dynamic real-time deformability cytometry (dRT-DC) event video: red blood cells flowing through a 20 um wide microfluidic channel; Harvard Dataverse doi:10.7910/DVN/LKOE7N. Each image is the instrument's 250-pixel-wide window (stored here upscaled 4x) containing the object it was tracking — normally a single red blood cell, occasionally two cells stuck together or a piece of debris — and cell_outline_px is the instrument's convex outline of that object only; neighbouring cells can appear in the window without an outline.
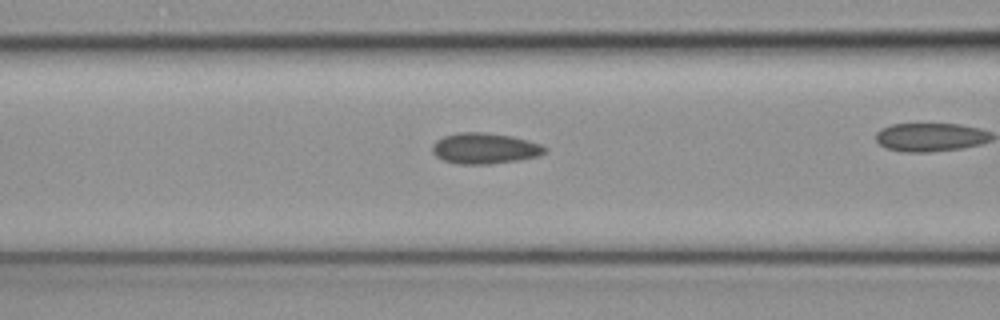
{"species": "common noctule bat (a hibernating species)", "species_latin": "Nyctalus noctula", "temperature_condition": "cold", "stored_images_in_passage": 32, "camera_frame_rate_fps": 3000, "um_per_image_px": 0.085, "animal": {"sex": "female", "body_mass_g": 19.3, "forearm_length_mm": 54.1}, "frame": {"image": 1, "passage_image": 14, "time_ms": 4.333, "image_size_px": [1000, 320], "cell_outline_px": [[548, 148], [544, 152], [536, 156], [516, 160], [488, 164], [460, 164], [444, 160], [436, 156], [432, 152], [432, 144], [436, 140], [444, 136], [460, 132], [484, 132], [512, 136], [540, 144]], "centroid_in_image_um": [41.16, 12.6], "position_along_channel_um": 125.4, "area_um2": 20.0}}
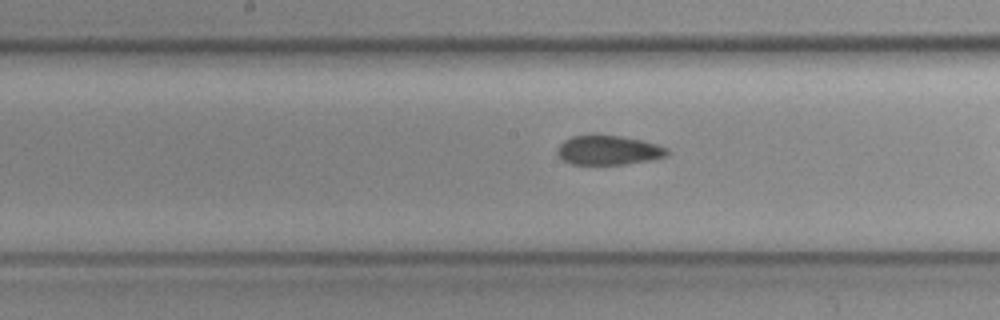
{"frame": {"image": 2, "passage_image": 19, "time_ms": 6.0, "image_size_px": [1000, 320], "cell_outline_px": [[668, 156], [656, 160], [628, 164], [568, 164], [560, 160], [556, 152], [556, 148], [564, 140], [572, 136], [592, 132], [620, 136], [640, 140], [656, 144], [668, 148]], "centroid_in_image_um": [51.67, 12.75], "position_along_channel_um": 196.5, "area_um2": 19.65}}
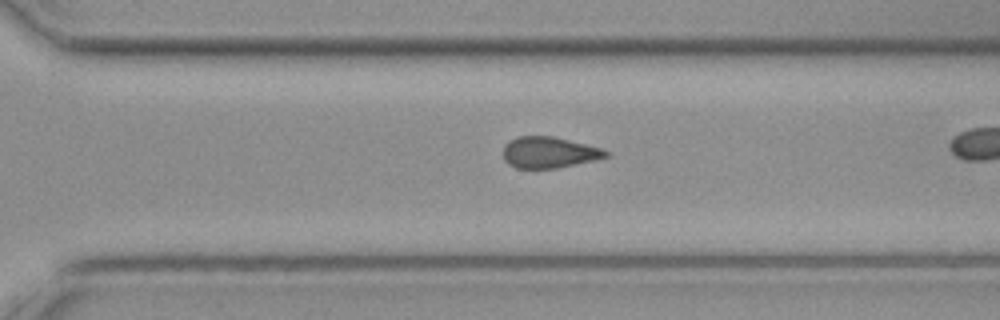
{"frame": {"image": 3, "passage_image": 28, "time_ms": 9.0, "image_size_px": [1000, 320], "cell_outline_px": [[612, 156], [556, 168], [516, 168], [508, 164], [504, 160], [504, 144], [520, 136], [552, 136], [600, 148], [608, 152]], "centroid_in_image_um": [46.66, 12.96], "position_along_channel_um": 323.9, "area_um2": 18.38}}